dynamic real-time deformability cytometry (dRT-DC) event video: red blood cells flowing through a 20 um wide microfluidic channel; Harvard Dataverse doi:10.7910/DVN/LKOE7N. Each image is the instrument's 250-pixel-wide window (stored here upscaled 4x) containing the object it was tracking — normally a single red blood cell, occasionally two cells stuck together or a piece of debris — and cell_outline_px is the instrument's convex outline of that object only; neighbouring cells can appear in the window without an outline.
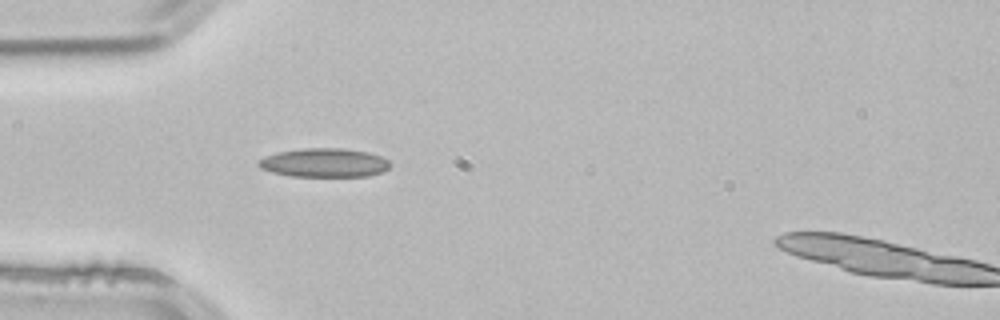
{"species": "common noctule bat (a hibernating species)", "species_latin": "Nyctalus noctula", "temperature_condition": "room temperature", "stored_images_in_passage": 5, "camera_frame_rate_fps": 3000, "um_per_image_px": 0.085, "animal": {"sex": "male", "body_mass_g": 21.5, "forearm_length_mm": 52.0}, "frame": {"image": 1, "passage_image": 4, "time_ms": 1.0, "image_size_px": [1000, 320], "cell_outline_px": [[392, 164], [388, 168], [380, 172], [368, 176], [292, 176], [272, 172], [260, 168], [256, 164], [264, 156], [280, 152], [304, 148], [340, 148], [368, 152], [380, 156], [388, 160]], "centroid_in_image_um": [27.56, 13.83], "position_along_channel_um": 57.4, "area_um2": 21.96}}